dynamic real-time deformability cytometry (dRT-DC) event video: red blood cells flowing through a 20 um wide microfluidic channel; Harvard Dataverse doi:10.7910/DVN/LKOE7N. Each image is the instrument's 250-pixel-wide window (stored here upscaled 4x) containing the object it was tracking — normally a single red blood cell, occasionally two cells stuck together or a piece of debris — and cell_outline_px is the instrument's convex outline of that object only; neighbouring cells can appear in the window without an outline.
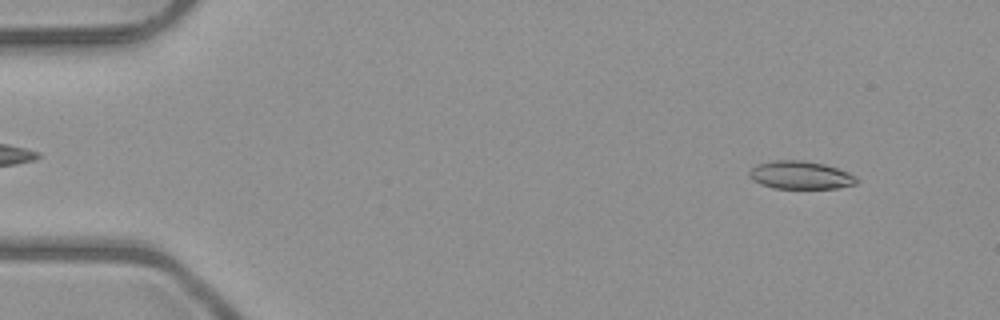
{"species": "common noctule bat (a hibernating species)", "species_latin": "Nyctalus noctula", "temperature_condition": "room temperature", "stored_images_in_passage": 3, "camera_frame_rate_fps": 3000, "um_per_image_px": 0.085, "animal": {"sex": "male", "body_mass_g": 23.1, "forearm_length_mm": 52.7}, "frame": {"image": 1, "passage_image": 1, "time_ms": 0.0, "image_size_px": [1000, 320], "cell_outline_px": [[860, 180], [856, 184], [836, 188], [772, 188], [760, 184], [752, 180], [748, 176], [748, 172], [756, 164], [776, 160], [800, 160], [824, 164], [848, 172], [856, 176]], "centroid_in_image_um": [68.02, 14.89], "position_along_channel_um": 17.0, "area_um2": 17.57}}